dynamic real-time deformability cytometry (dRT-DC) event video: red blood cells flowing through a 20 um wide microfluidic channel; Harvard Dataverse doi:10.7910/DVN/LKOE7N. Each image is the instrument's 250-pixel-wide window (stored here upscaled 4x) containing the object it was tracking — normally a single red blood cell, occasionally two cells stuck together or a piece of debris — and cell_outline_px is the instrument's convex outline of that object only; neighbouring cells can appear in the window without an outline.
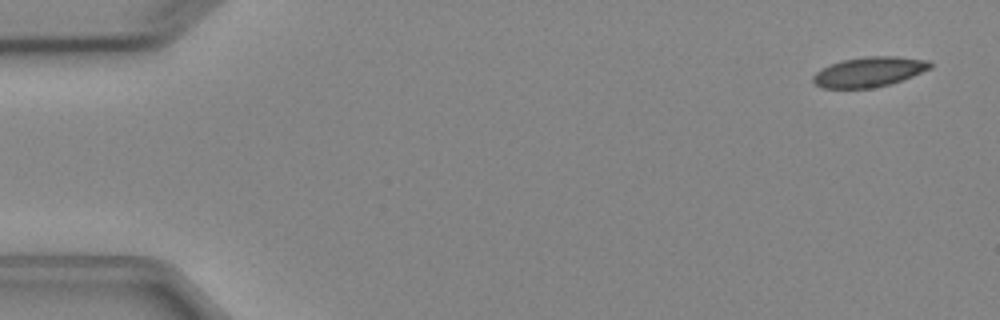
{"species": "Egyptian fruit bat (a non-hibernating species)", "species_latin": "Rousettus aegyptiacus", "temperature_condition": "cold", "stored_images_in_passage": 6, "camera_frame_rate_fps": 3000, "um_per_image_px": 0.085, "animal": {"sex": "female"}, "frame": {"image": 1, "passage_image": 1, "time_ms": 0.0, "image_size_px": [1000, 320], "cell_outline_px": [[932, 68], [912, 76], [888, 84], [872, 88], [824, 88], [816, 84], [812, 80], [812, 76], [820, 68], [840, 60], [864, 56], [896, 56], [932, 60]], "centroid_in_image_um": [73.87, 6.09], "position_along_channel_um": 11.1, "area_um2": 20.58}}
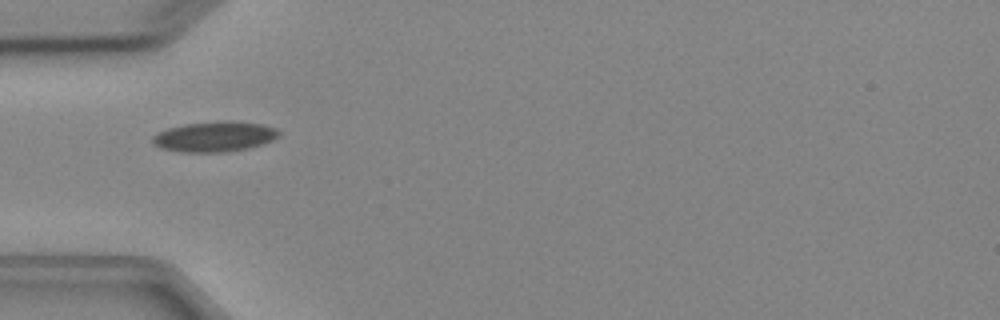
{"frame": {"image": 2, "passage_image": 5, "time_ms": 4.667, "image_size_px": [1000, 320], "cell_outline_px": [[280, 136], [272, 140], [248, 148], [228, 152], [180, 152], [160, 148], [152, 144], [152, 136], [168, 128], [184, 124], [220, 120], [232, 120], [260, 124], [276, 128], [280, 132]], "centroid_in_image_um": [18.23, 11.6], "position_along_channel_um": 66.8, "area_um2": 22.48}}